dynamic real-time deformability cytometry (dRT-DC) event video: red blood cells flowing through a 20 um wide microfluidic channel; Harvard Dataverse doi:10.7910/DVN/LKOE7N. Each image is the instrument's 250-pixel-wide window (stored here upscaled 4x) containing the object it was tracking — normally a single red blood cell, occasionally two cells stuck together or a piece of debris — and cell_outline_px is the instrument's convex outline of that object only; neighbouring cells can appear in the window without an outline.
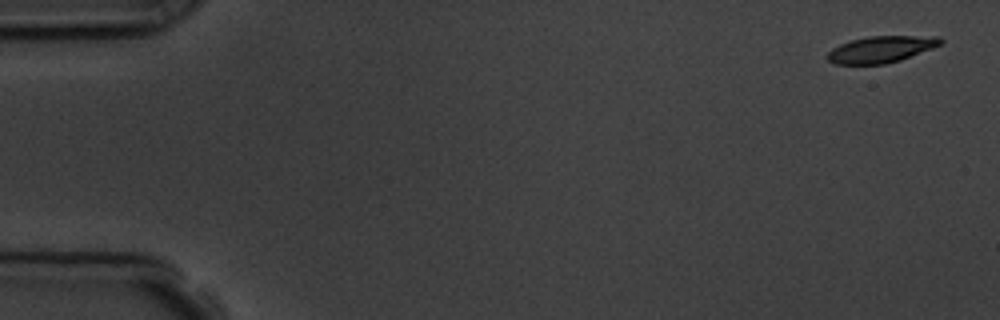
{"species": "common noctule bat (a hibernating species)", "species_latin": "Nyctalus noctula", "temperature_condition": "room temperature", "stored_images_in_passage": 6, "camera_frame_rate_fps": 3000, "um_per_image_px": 0.085, "animal": {"sex": "male", "body_mass_g": 19.5, "forearm_length_mm": 54.6}, "frame": {"image": 1, "passage_image": 1, "time_ms": 0.0, "image_size_px": [1000, 320], "cell_outline_px": [[944, 40], [940, 44], [932, 48], [900, 60], [884, 64], [836, 64], [828, 60], [824, 56], [832, 48], [840, 44], [852, 40], [868, 36], [940, 36]], "centroid_in_image_um": [74.87, 4.19], "position_along_channel_um": 10.1, "area_um2": 17.46}}
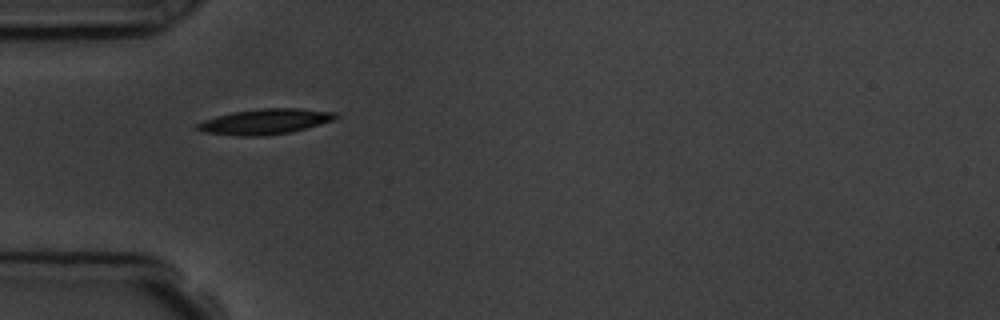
{"frame": {"image": 2, "passage_image": 4, "time_ms": 5.0, "image_size_px": [1000, 320], "cell_outline_px": [[340, 116], [332, 120], [304, 128], [288, 132], [264, 136], [236, 136], [204, 132], [196, 128], [196, 124], [204, 120], [216, 116], [236, 112], [260, 108], [300, 108], [336, 112]], "centroid_in_image_um": [22.52, 10.33], "position_along_channel_um": 62.5, "area_um2": 20.23}}